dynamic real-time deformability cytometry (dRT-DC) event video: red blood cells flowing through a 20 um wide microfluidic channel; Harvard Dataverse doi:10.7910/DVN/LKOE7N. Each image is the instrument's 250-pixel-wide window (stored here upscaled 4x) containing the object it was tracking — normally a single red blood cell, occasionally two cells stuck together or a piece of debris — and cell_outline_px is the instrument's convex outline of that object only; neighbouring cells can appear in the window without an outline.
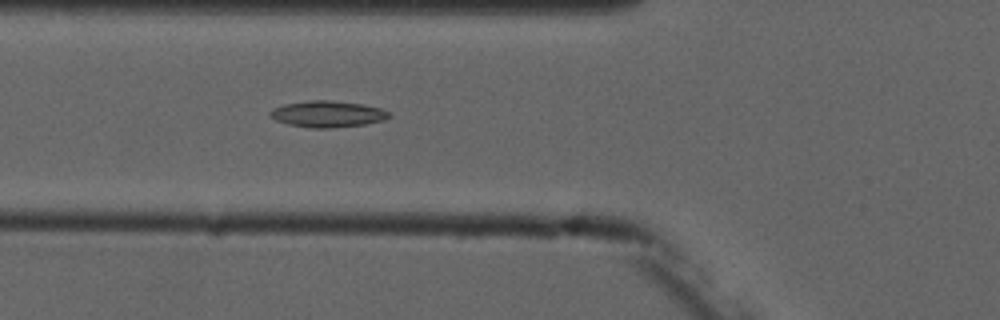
{"species": "common noctule bat (a hibernating species)", "species_latin": "Nyctalus noctula", "temperature_condition": "cold", "stored_images_in_passage": 6, "camera_frame_rate_fps": 3000, "um_per_image_px": 0.085, "animal": {"sex": "male", "forearm_length_mm": 52.5}, "frame": {"image": 1, "passage_image": 6, "time_ms": 5.667, "image_size_px": [1000, 320], "cell_outline_px": [[392, 116], [384, 120], [364, 124], [332, 128], [312, 128], [288, 124], [276, 120], [268, 116], [268, 112], [272, 108], [284, 104], [308, 100], [328, 100], [360, 104], [380, 108], [392, 112]], "centroid_in_image_um": [27.83, 9.69], "position_along_channel_um": 98.0, "area_um2": 18.38}}